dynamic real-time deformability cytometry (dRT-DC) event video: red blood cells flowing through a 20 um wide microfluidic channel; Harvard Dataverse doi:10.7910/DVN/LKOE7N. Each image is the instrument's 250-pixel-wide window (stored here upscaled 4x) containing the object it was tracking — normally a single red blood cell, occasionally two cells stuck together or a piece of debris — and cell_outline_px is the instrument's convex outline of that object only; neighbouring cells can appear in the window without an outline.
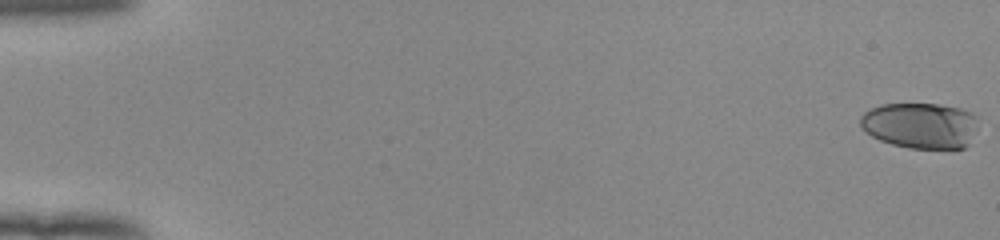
{"species": "human", "species_latin": "Homo sapiens", "temperature_condition": "room temperature", "stored_images_in_passage": 54, "camera_frame_rate_fps": 3000, "um_per_image_px": 0.085, "donor": {"sex": "female"}, "frame": {"image": 1, "passage_image": 1, "time_ms": 0.0, "image_size_px": [1000, 240], "cell_outline_px": [[976, 128], [968, 144], [964, 148], [908, 148], [892, 144], [880, 140], [872, 136], [860, 124], [860, 116], [864, 112], [880, 104], [936, 104], [960, 108], [972, 112], [976, 116]], "centroid_in_image_um": [78.23, 10.66], "position_along_channel_um": 6.8, "area_um2": 31.33}}
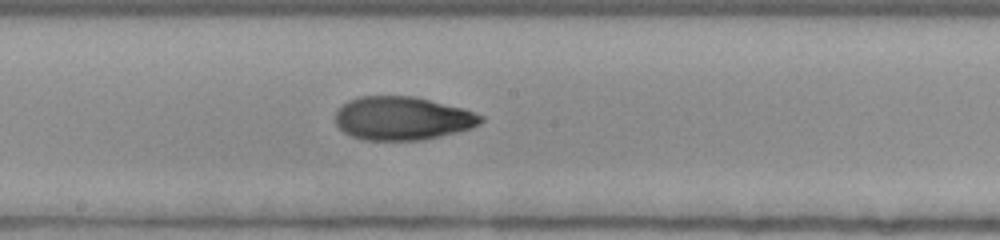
{"frame": {"image": 2, "passage_image": 31, "time_ms": 10.0, "image_size_px": [1000, 240], "cell_outline_px": [[484, 120], [480, 124], [472, 128], [424, 140], [364, 140], [352, 136], [344, 132], [336, 124], [336, 112], [348, 100], [360, 96], [416, 96], [464, 108], [484, 116]], "centroid_in_image_um": [34.24, 10.05], "position_along_channel_um": 214.0, "area_um2": 36.99}}
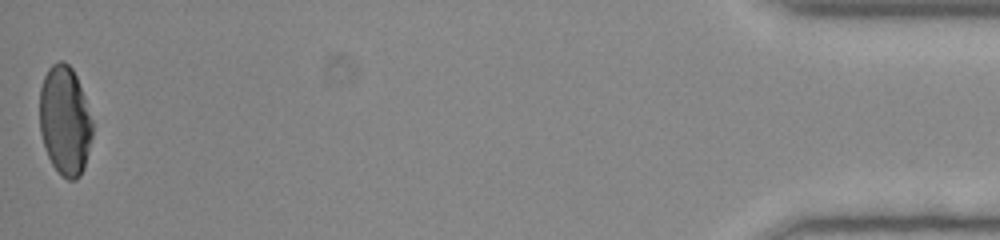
{"frame": {"image": 3, "passage_image": 54, "time_ms": 17.667, "image_size_px": [1000, 240], "cell_outline_px": [[92, 136], [84, 168], [80, 176], [76, 180], [68, 180], [52, 164], [48, 156], [40, 132], [40, 88], [44, 76], [48, 68], [52, 64], [60, 60], [64, 60], [72, 68], [76, 76], [84, 96], [92, 120]], "centroid_in_image_um": [5.51, 10.23], "position_along_channel_um": 429.7, "area_um2": 33.47}, "authors_computed_cell_mechanics": {"area_um2": 35.6337, "velocity_mm_per_s": 3.947, "shape_relaxation_time_tau1_ms": 5.4849, "shape_relaxation_time_tau2_ms": 2.2822, "deformation_change_tau1": 0.192, "deformation_change_tau2": 0.0789}}